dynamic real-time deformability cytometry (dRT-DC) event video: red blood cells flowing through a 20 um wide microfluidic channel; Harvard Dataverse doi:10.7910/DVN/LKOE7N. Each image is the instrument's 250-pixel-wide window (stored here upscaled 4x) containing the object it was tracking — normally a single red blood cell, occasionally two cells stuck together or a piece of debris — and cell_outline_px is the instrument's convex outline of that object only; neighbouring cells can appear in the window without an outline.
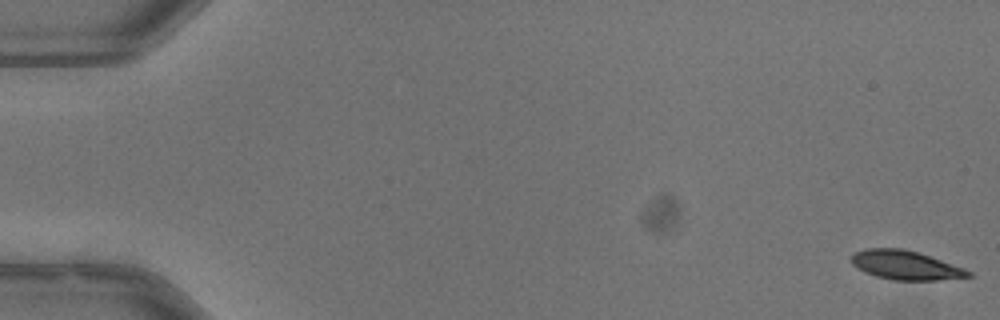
{"species": "common noctule bat (a hibernating species)", "species_latin": "Nyctalus noctula", "temperature_condition": "warm", "stored_images_in_passage": 53, "camera_frame_rate_fps": 3000, "um_per_image_px": 0.085, "animal": {"sex": "male", "body_mass_g": 13.3}, "frame": {"image": 1, "passage_image": 1, "time_ms": 0.0, "image_size_px": [1000, 320], "cell_outline_px": [[972, 276], [936, 280], [892, 280], [876, 276], [864, 272], [856, 268], [852, 264], [852, 252], [864, 248], [900, 248], [916, 252], [964, 268], [972, 272]], "centroid_in_image_um": [76.91, 22.54], "position_along_channel_um": 8.1, "area_um2": 19.65}}
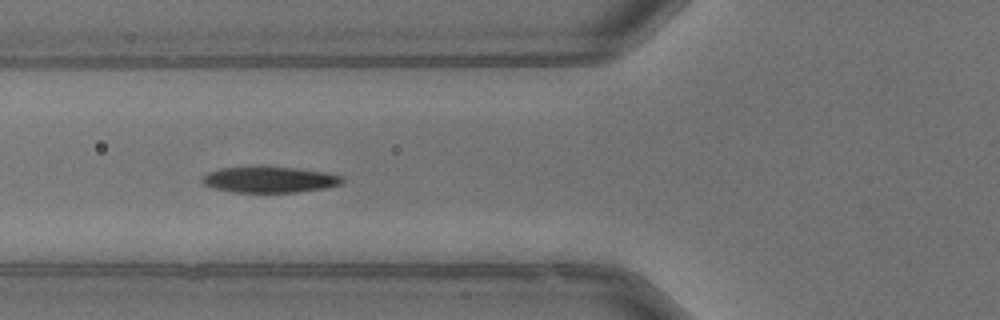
{"frame": {"image": 2, "passage_image": 21, "time_ms": 6.667, "image_size_px": [1000, 320], "cell_outline_px": [[344, 184], [324, 188], [296, 192], [232, 192], [212, 188], [204, 184], [200, 180], [200, 176], [208, 172], [220, 168], [252, 164], [264, 164], [328, 172], [344, 176]], "centroid_in_image_um": [22.88, 15.22], "position_along_channel_um": 102.9, "area_um2": 22.37}}
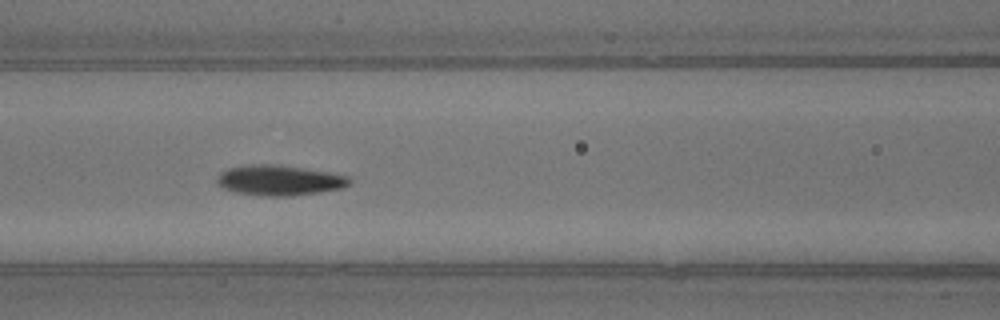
{"frame": {"image": 3, "passage_image": 24, "time_ms": 7.667, "image_size_px": [1000, 320], "cell_outline_px": [[352, 180], [344, 188], [320, 192], [292, 196], [260, 196], [236, 192], [224, 188], [216, 184], [216, 176], [220, 172], [228, 168], [248, 164], [280, 164], [328, 172], [348, 176]], "centroid_in_image_um": [23.72, 15.32], "position_along_channel_um": 142.9, "area_um2": 23.7}, "authors_computed_cell_mechanics": {"area_um2": 21.7328, "velocity_mm_per_s": 3.956, "shape_relaxation_time_tau1_ms": 2.7903, "shape_relaxation_time_tau2_ms": 1.951, "deformation_change_tau1": 0.1289, "deformation_change_tau2": 0.0685}}